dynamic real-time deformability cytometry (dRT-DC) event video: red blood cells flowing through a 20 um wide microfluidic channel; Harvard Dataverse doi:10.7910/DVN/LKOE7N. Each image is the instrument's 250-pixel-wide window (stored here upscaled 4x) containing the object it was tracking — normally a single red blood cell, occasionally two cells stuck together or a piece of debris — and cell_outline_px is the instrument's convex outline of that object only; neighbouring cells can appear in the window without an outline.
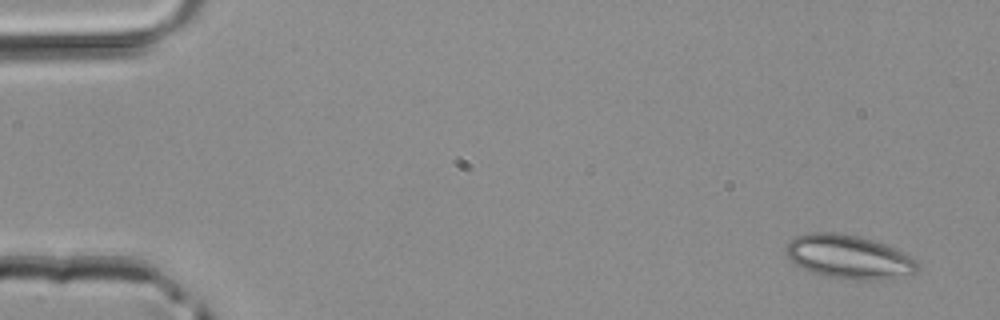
{"species": "common noctule bat (a hibernating species)", "species_latin": "Nyctalus noctula", "temperature_condition": "room temperature", "stored_images_in_passage": 3, "camera_frame_rate_fps": 3000, "um_per_image_px": 0.085, "animal": {"sex": "male", "body_mass_g": 20.4}, "frame": {"image": 1, "passage_image": 1, "time_ms": 0.0, "image_size_px": [1000, 320], "cell_outline_px": [[920, 268], [912, 276], [892, 280], [856, 280], [824, 276], [812, 272], [796, 264], [788, 256], [788, 244], [796, 236], [808, 232], [836, 232], [856, 236], [872, 240], [908, 252], [920, 260]], "centroid_in_image_um": [72.32, 21.86], "position_along_channel_um": 12.7, "area_um2": 34.16}}